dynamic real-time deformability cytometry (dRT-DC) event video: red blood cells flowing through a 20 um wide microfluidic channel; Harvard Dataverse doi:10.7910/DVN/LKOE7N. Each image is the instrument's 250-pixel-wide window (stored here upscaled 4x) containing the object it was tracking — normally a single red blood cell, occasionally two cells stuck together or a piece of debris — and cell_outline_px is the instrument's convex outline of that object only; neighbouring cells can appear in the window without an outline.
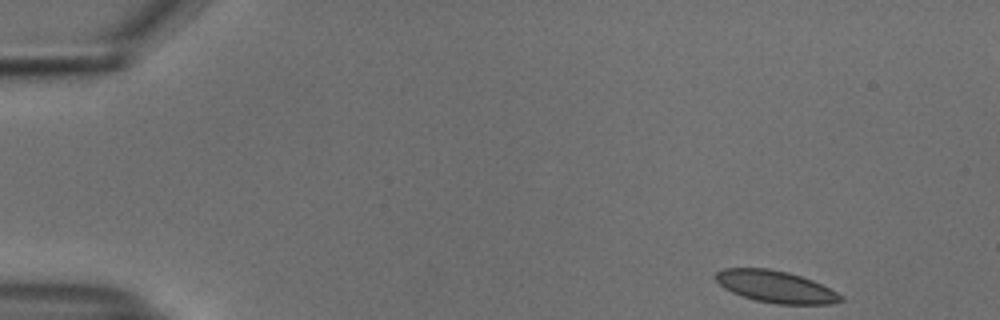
{"species": "common noctule bat (a hibernating species)", "species_latin": "Nyctalus noctula", "temperature_condition": "cold", "stored_images_in_passage": 50, "camera_frame_rate_fps": 3000, "um_per_image_px": 0.085, "animal": {"sex": "male", "body_mass_g": 18.8}, "frame": {"image": 1, "passage_image": 1, "time_ms": 0.0, "image_size_px": [1000, 320], "cell_outline_px": [[844, 300], [832, 304], [776, 304], [756, 300], [740, 296], [724, 288], [712, 276], [716, 272], [724, 268], [768, 268], [788, 272], [812, 280], [844, 296]], "centroid_in_image_um": [65.9, 24.37], "position_along_channel_um": 19.1, "area_um2": 23.29}}
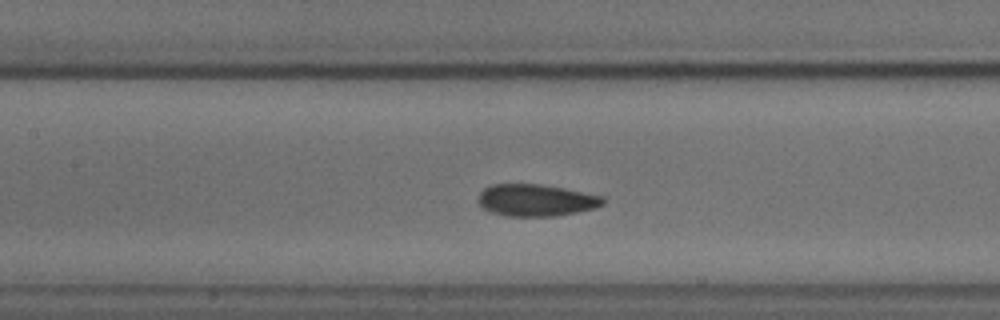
{"frame": {"image": 2, "passage_image": 21, "time_ms": 6.667, "image_size_px": [1000, 320], "cell_outline_px": [[604, 204], [596, 208], [556, 216], [504, 216], [492, 212], [484, 208], [476, 200], [480, 192], [484, 188], [492, 184], [540, 184], [564, 188], [604, 196]], "centroid_in_image_um": [45.56, 17.01], "position_along_channel_um": 161.8, "area_um2": 23.35}}
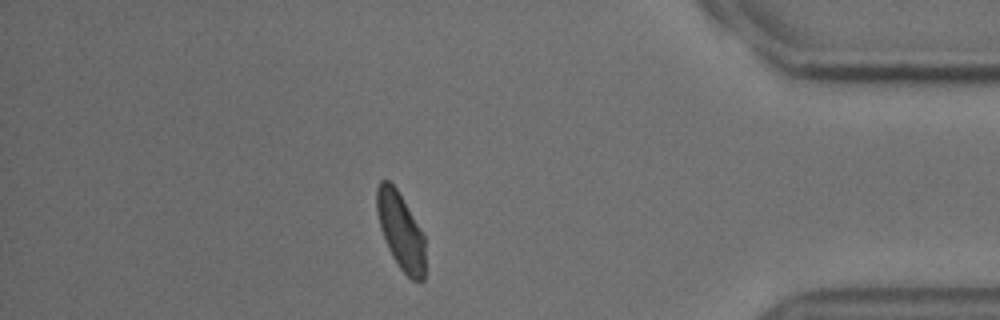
{"frame": {"image": 3, "passage_image": 43, "time_ms": 14.0, "image_size_px": [1000, 320], "cell_outline_px": [[424, 280], [412, 280], [400, 268], [392, 256], [388, 248], [380, 228], [376, 212], [376, 188], [380, 180], [388, 180], [396, 188], [424, 236]], "centroid_in_image_um": [34.02, 19.62], "position_along_channel_um": 401.2, "area_um2": 21.33}, "authors_computed_cell_mechanics": {"area_um2": 23.3512, "velocity_mm_per_s": 3.7151, "shape_relaxation_time_tau1_ms": 7.8195, "shape_relaxation_time_tau2_ms": 1.3993, "deformation_change_tau1": 0.118, "deformation_change_tau2": 0.0469}}